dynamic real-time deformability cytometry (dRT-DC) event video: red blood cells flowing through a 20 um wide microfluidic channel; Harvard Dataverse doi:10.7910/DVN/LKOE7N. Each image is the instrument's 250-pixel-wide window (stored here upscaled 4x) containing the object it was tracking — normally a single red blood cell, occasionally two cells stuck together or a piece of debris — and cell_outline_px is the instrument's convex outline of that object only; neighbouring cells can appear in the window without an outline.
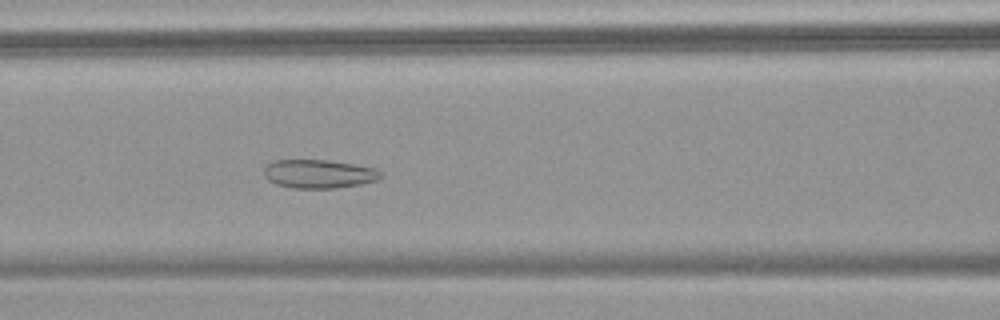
{"species": "common noctule bat (a hibernating species)", "species_latin": "Nyctalus noctula", "temperature_condition": "warm", "stored_images_in_passage": 58, "camera_frame_rate_fps": 3000, "um_per_image_px": 0.085, "animal": {"sex": "female", "body_mass_g": 18.4}, "frame": {"image": 1, "passage_image": 26, "time_ms": 8.333, "image_size_px": [1000, 320], "cell_outline_px": [[384, 176], [376, 180], [360, 184], [336, 188], [292, 188], [276, 184], [268, 180], [264, 176], [264, 168], [268, 164], [276, 160], [328, 160], [376, 168], [384, 172]], "centroid_in_image_um": [27.13, 14.78], "position_along_channel_um": 139.5, "area_um2": 19.54}}
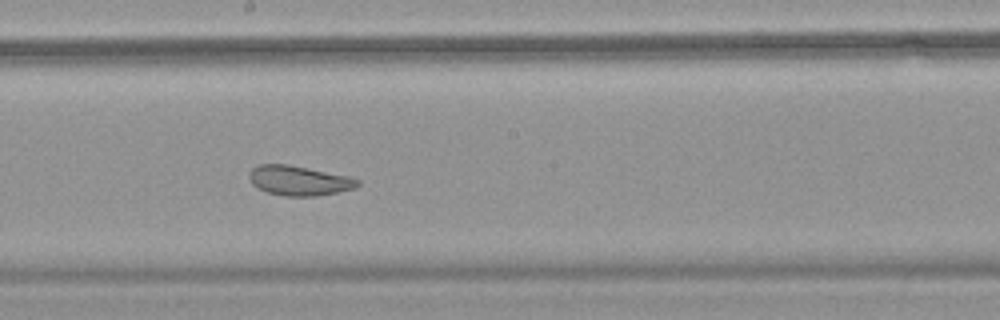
{"frame": {"image": 2, "passage_image": 33, "time_ms": 10.667, "image_size_px": [1000, 320], "cell_outline_px": [[360, 184], [356, 188], [316, 196], [284, 196], [268, 192], [256, 188], [252, 184], [248, 176], [252, 168], [260, 164], [288, 164], [348, 176], [360, 180]], "centroid_in_image_um": [25.4, 15.35], "position_along_channel_um": 222.8, "area_um2": 18.79}}
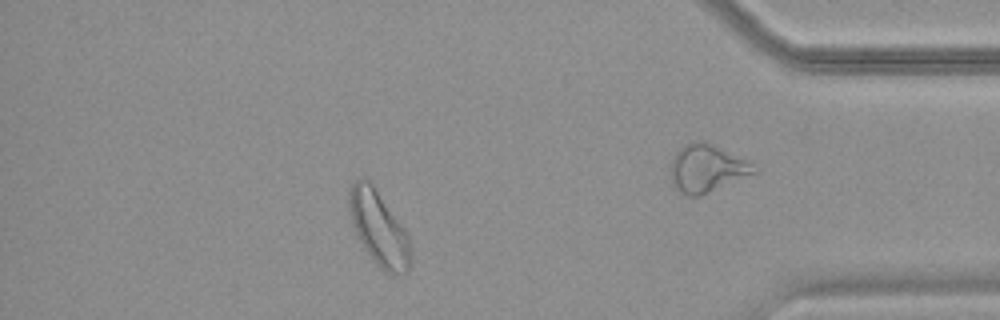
{"frame": {"image": 3, "passage_image": 51, "time_ms": 16.667, "image_size_px": [1000, 320], "cell_outline_px": [[412, 256], [408, 272], [396, 276], [384, 272], [376, 264], [364, 248], [352, 224], [348, 208], [348, 188], [360, 176], [364, 176], [372, 184], [404, 228], [408, 236]], "centroid_in_image_um": [32.19, 19.42], "position_along_channel_um": 403.0, "area_um2": 26.82}, "authors_computed_cell_mechanics": {"area_um2": 25.6921, "velocity_mm_per_s": 3.5884, "shape_relaxation_time_tau1_ms": null, "shape_relaxation_time_tau2_ms": 1.8963, "deformation_change_tau1": null, "deformation_change_tau2": 0.0801}}